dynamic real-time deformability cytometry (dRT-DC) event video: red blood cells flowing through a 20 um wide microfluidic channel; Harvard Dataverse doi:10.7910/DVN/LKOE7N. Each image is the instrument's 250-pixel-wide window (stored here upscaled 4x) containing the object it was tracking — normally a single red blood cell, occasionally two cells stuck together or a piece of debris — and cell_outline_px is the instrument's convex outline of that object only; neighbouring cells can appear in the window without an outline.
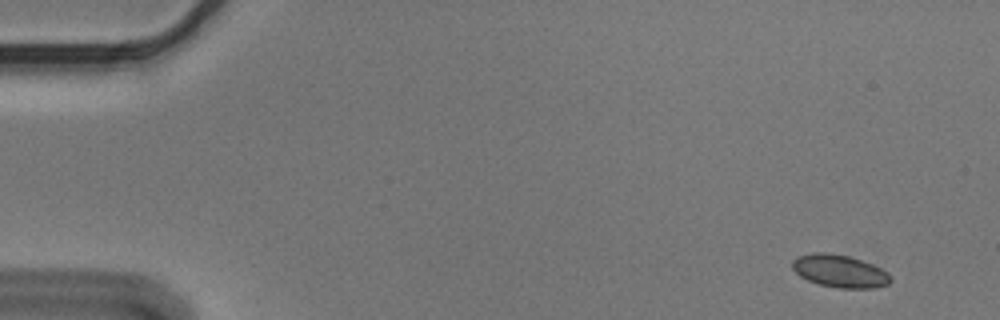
{"species": "Egyptian fruit bat (a non-hibernating species)", "species_latin": "Rousettus aegyptiacus", "temperature_condition": "cold", "stored_images_in_passage": 8, "camera_frame_rate_fps": 3000, "um_per_image_px": 0.085, "animal": {"sex": "male"}, "frame": {"image": 1, "passage_image": 2, "time_ms": 0.333, "image_size_px": [1000, 320], "cell_outline_px": [[892, 280], [888, 284], [876, 288], [836, 288], [820, 284], [808, 280], [800, 276], [792, 268], [792, 260], [796, 256], [816, 252], [828, 252], [848, 256], [872, 264], [888, 272]], "centroid_in_image_um": [71.37, 23.04], "position_along_channel_um": 13.6, "area_um2": 18.73}}
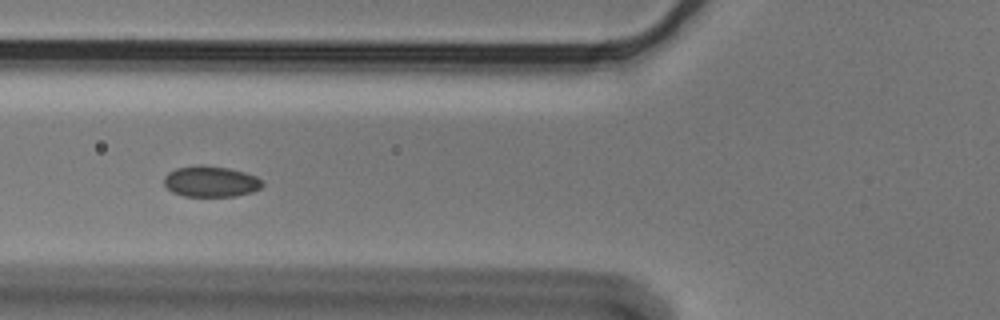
{"frame": {"image": 2, "passage_image": 7, "time_ms": 2.0, "image_size_px": [1000, 320], "cell_outline_px": [[264, 184], [260, 188], [252, 192], [232, 196], [184, 196], [172, 192], [164, 184], [164, 176], [168, 172], [176, 168], [196, 164], [204, 164], [228, 168], [244, 172], [256, 176]], "centroid_in_image_um": [17.88, 15.41], "position_along_channel_um": 107.9, "area_um2": 17.8}}
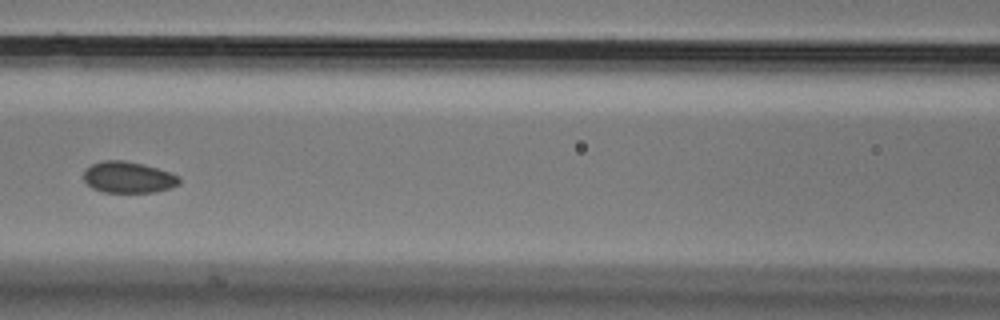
{"frame": {"image": 3, "passage_image": 8, "time_ms": 2.333, "image_size_px": [1000, 320], "cell_outline_px": [[180, 184], [156, 192], [104, 192], [92, 188], [84, 180], [84, 172], [92, 164], [104, 160], [124, 160], [144, 164], [180, 176]], "centroid_in_image_um": [10.91, 15.07], "position_along_channel_um": 155.7, "area_um2": 17.34}}